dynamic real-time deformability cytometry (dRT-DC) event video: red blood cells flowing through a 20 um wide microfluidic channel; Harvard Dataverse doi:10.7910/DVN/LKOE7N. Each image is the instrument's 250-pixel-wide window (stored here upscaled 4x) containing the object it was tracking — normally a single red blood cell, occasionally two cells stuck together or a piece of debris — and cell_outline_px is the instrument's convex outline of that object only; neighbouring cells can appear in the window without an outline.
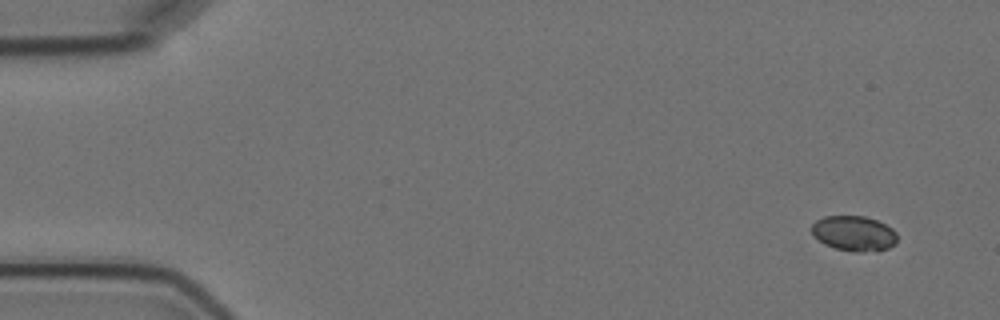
{"species": "Egyptian fruit bat (a non-hibernating species)", "species_latin": "Rousettus aegyptiacus", "temperature_condition": "cold", "stored_images_in_passage": 5, "camera_frame_rate_fps": 3000, "um_per_image_px": 0.085, "animal": {"sex": "female"}, "frame": {"image": 1, "passage_image": 1, "time_ms": 0.0, "image_size_px": [1000, 320], "cell_outline_px": [[896, 244], [888, 248], [876, 252], [852, 252], [836, 248], [824, 244], [812, 232], [812, 224], [816, 220], [824, 216], [864, 216], [876, 220], [892, 228], [896, 232]], "centroid_in_image_um": [72.61, 19.85], "position_along_channel_um": 12.4, "area_um2": 17.57}}
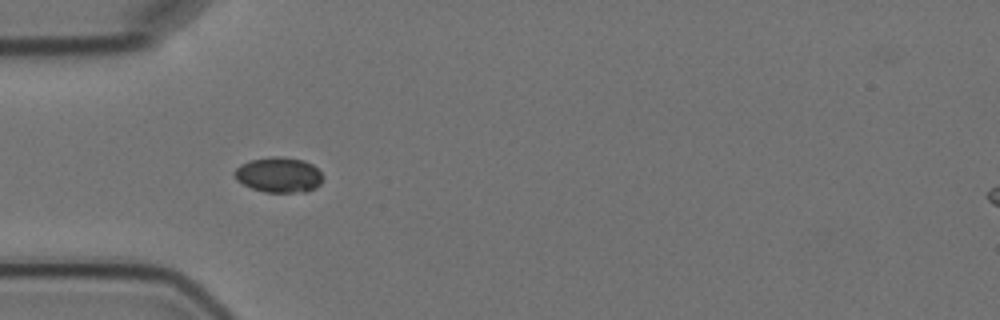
{"frame": {"image": 2, "passage_image": 5, "time_ms": 4.667, "image_size_px": [1000, 320], "cell_outline_px": [[324, 176], [320, 184], [316, 188], [304, 192], [264, 192], [252, 188], [236, 180], [232, 172], [240, 164], [252, 160], [272, 156], [284, 156], [304, 160], [312, 164]], "centroid_in_image_um": [23.7, 14.85], "position_along_channel_um": 61.3, "area_um2": 18.32}}